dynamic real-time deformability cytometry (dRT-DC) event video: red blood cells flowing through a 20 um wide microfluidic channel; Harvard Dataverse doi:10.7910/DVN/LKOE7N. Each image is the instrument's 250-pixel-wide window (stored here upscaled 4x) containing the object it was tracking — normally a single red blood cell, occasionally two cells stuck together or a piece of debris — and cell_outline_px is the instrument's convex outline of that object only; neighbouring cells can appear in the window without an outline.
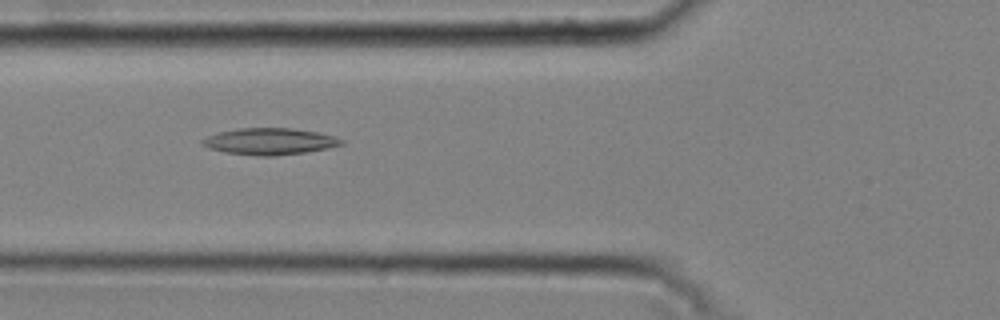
{"species": "common noctule bat (a hibernating species)", "species_latin": "Nyctalus noctula", "temperature_condition": "cold", "stored_images_in_passage": 49, "camera_frame_rate_fps": 3000, "um_per_image_px": 0.085, "animal": {"sex": "male", "body_mass_g": 20.4}, "frame": {"image": 1, "passage_image": 20, "time_ms": 6.333, "image_size_px": [1000, 320], "cell_outline_px": [[344, 144], [328, 148], [304, 152], [276, 156], [260, 156], [224, 152], [208, 148], [200, 140], [208, 136], [220, 132], [240, 128], [292, 128], [316, 132], [336, 136], [344, 140]], "centroid_in_image_um": [22.95, 12.02], "position_along_channel_um": 102.8, "area_um2": 21.44}}
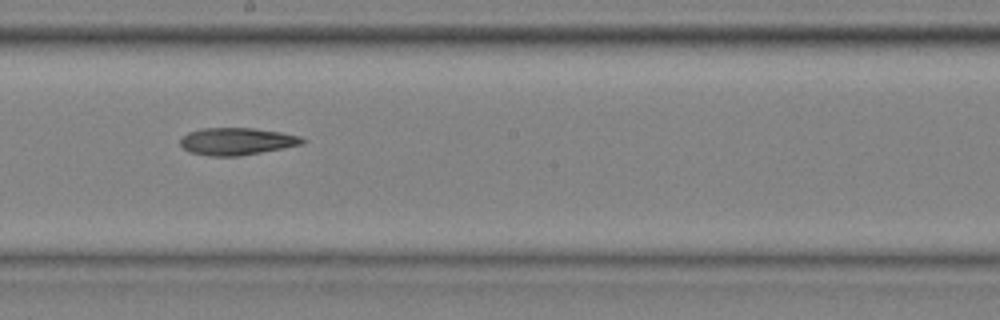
{"frame": {"image": 2, "passage_image": 30, "time_ms": 9.667, "image_size_px": [1000, 320], "cell_outline_px": [[308, 140], [304, 144], [240, 156], [208, 156], [188, 152], [180, 144], [180, 140], [188, 132], [200, 128], [252, 128], [280, 132], [300, 136]], "centroid_in_image_um": [20.13, 12.02], "position_along_channel_um": 228.1, "area_um2": 19.48}}
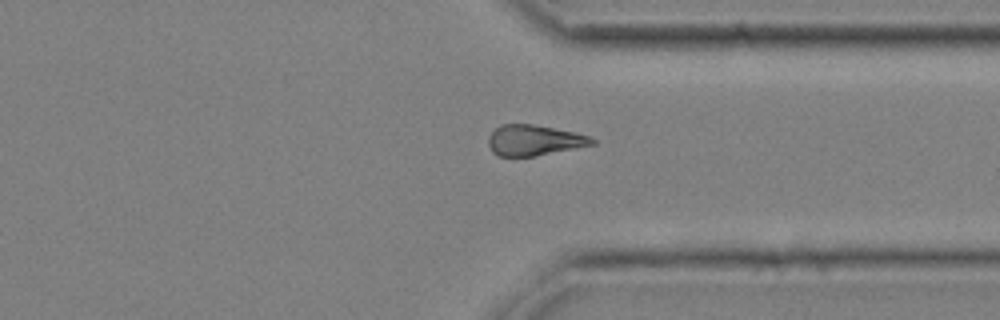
{"frame": {"image": 3, "passage_image": 41, "time_ms": 13.333, "image_size_px": [1000, 320], "cell_outline_px": [[596, 144], [576, 148], [532, 156], [500, 156], [492, 152], [488, 144], [488, 136], [500, 124], [532, 124], [576, 132], [592, 136], [596, 140]], "centroid_in_image_um": [45.43, 11.91], "position_along_channel_um": 366.0, "area_um2": 18.55}, "authors_computed_cell_mechanics": {"area_um2": 20.0566, "velocity_mm_per_s": 3.7515, "shape_relaxation_time_tau1_ms": 7.3334, "shape_relaxation_time_tau2_ms": 6.7964, "deformation_change_tau1": 0.105, "deformation_change_tau2": 0.1706}}